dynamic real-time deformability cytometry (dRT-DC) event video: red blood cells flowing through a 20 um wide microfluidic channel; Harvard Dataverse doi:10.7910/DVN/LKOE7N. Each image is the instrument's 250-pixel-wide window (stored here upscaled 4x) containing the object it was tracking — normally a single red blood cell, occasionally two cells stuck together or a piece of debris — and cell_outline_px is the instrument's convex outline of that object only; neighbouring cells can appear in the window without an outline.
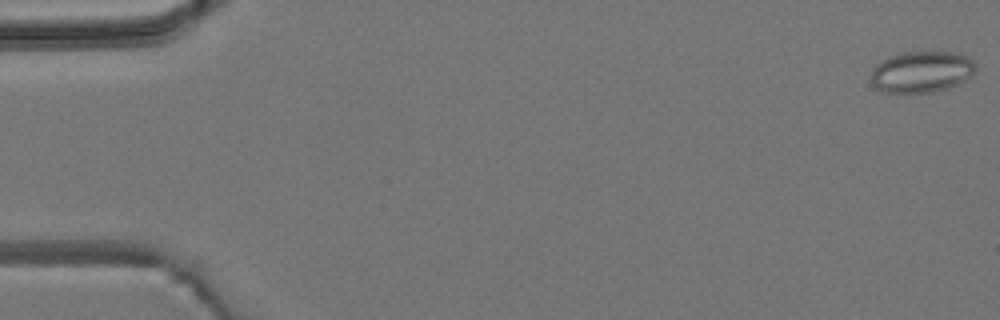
{"species": "common noctule bat (a hibernating species)", "species_latin": "Nyctalus noctula", "temperature_condition": "room temperature", "stored_images_in_passage": 5, "camera_frame_rate_fps": 3000, "um_per_image_px": 0.085, "animal": {"sex": "male", "body_mass_g": 19.2, "forearm_length_mm": 51.8}, "frame": {"image": 1, "passage_image": 1, "time_ms": 0.0, "image_size_px": [1000, 320], "cell_outline_px": [[976, 72], [972, 76], [948, 88], [932, 92], [888, 92], [876, 88], [872, 80], [872, 68], [880, 60], [888, 56], [904, 52], [960, 52], [968, 56], [976, 64]], "centroid_in_image_um": [78.37, 6.08], "position_along_channel_um": 6.6, "area_um2": 25.32}}